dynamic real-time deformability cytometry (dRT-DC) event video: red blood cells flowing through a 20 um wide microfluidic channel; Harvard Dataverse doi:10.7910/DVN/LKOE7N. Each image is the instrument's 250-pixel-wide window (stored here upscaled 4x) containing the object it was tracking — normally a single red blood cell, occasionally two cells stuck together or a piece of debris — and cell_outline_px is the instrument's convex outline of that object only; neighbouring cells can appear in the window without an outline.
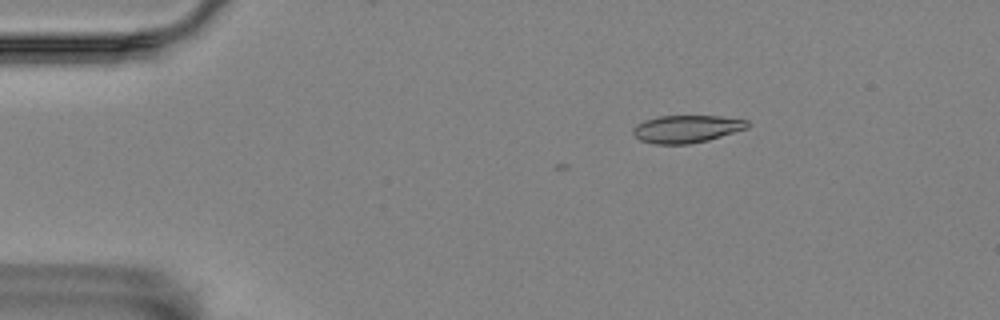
{"species": "Egyptian fruit bat (a non-hibernating species)", "species_latin": "Rousettus aegyptiacus", "temperature_condition": "room temperature", "stored_images_in_passage": 6, "camera_frame_rate_fps": 3000, "um_per_image_px": 0.085, "animal": {"sex": "female"}, "frame": {"image": 1, "passage_image": 1, "time_ms": 0.0, "image_size_px": [1000, 320], "cell_outline_px": [[748, 128], [708, 140], [688, 144], [652, 144], [640, 140], [632, 132], [632, 128], [636, 124], [644, 120], [660, 116], [720, 116], [748, 120]], "centroid_in_image_um": [58.34, 10.96], "position_along_channel_um": 26.7, "area_um2": 18.38}}